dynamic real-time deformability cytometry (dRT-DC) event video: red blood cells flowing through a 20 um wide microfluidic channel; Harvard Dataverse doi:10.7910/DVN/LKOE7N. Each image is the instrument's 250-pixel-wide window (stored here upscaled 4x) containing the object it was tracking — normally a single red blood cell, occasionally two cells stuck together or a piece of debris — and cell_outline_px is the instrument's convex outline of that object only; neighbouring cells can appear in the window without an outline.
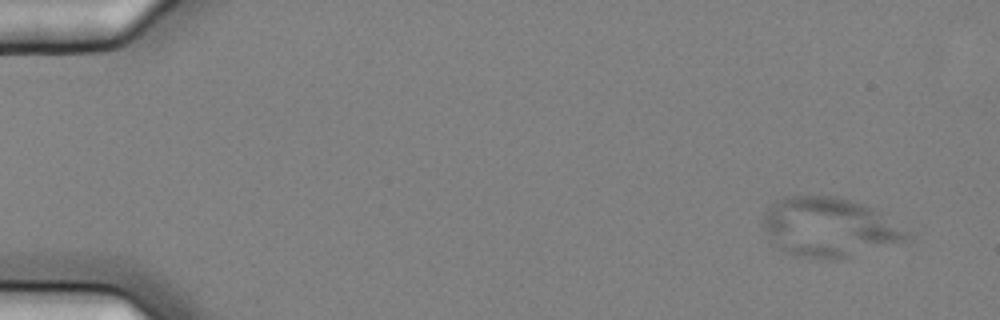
{"species": "common noctule bat (a hibernating species)", "species_latin": "Nyctalus noctula", "temperature_condition": "cold", "stored_images_in_passage": 6, "camera_frame_rate_fps": 3000, "um_per_image_px": 0.085, "animal": {"sex": "female", "body_mass_g": 25.1}, "frame": {"image": 1, "passage_image": 1, "time_ms": 0.0, "image_size_px": [1000, 320], "cell_outline_px": [[912, 236], [908, 240], [836, 260], [828, 260], [796, 256], [780, 248], [760, 224], [764, 212], [776, 200], [784, 196], [836, 196], [872, 208], [880, 212], [908, 232]], "centroid_in_image_um": [70.44, 19.32], "position_along_channel_um": 14.6, "area_um2": 49.25}}